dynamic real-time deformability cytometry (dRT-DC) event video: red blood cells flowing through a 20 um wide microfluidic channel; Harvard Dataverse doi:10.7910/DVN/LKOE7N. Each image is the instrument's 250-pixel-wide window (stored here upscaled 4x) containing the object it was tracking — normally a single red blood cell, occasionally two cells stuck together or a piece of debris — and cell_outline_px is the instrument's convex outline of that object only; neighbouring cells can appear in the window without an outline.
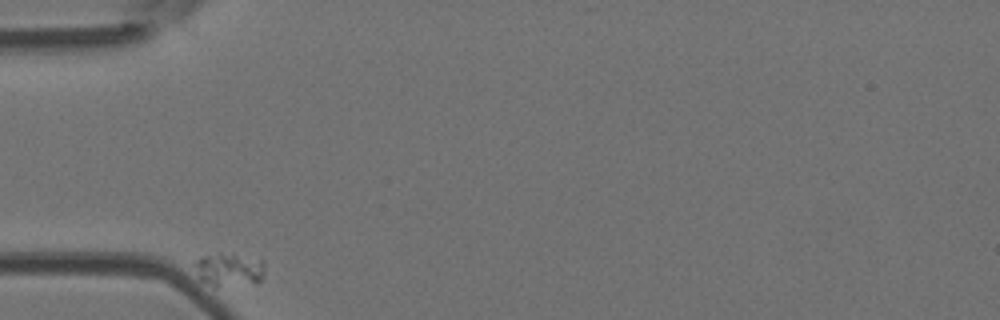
{"species": "Egyptian fruit bat (a non-hibernating species)", "species_latin": "Rousettus aegyptiacus", "temperature_condition": "room temperature", "stored_images_in_passage": 36, "camera_frame_rate_fps": 3000, "um_per_image_px": 0.085, "animal": {"sex": "female"}, "frame": {"image": 1, "passage_image": 1, "time_ms": 0.0, "image_size_px": [1000, 320], "cell_outline_px": [[264, 276], [256, 284], [216, 288], [212, 288], [200, 280], [192, 264], [196, 260], [204, 256], [220, 252], [232, 252], [264, 260]], "centroid_in_image_um": [19.47, 22.93], "position_along_channel_um": 65.5, "area_um2": 14.62}}
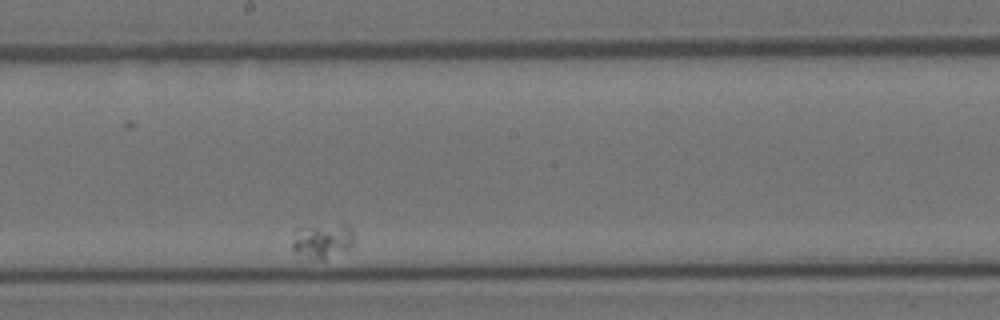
{"frame": {"image": 2, "passage_image": 21, "time_ms": 6.667, "image_size_px": [1000, 320], "cell_outline_px": [[356, 244], [352, 248], [324, 260], [308, 256], [296, 252], [292, 248], [292, 244], [296, 228], [344, 224], [348, 224], [352, 228]], "centroid_in_image_um": [27.51, 20.46], "position_along_channel_um": 220.7, "area_um2": 12.54}}
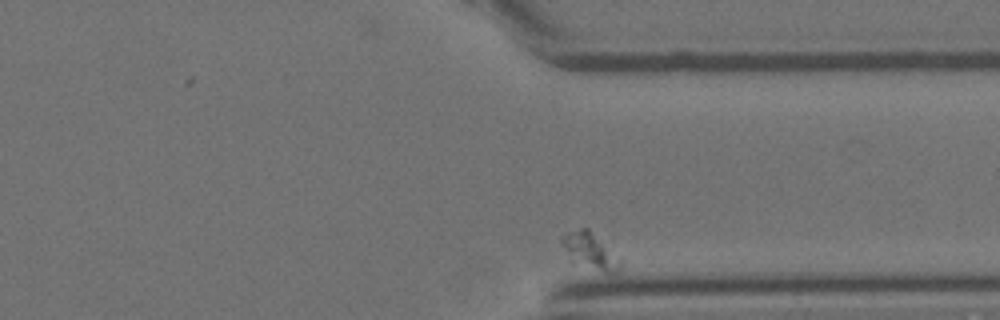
{"frame": {"image": 3, "passage_image": 36, "time_ms": 11.667, "image_size_px": [1000, 320], "cell_outline_px": [[624, 260], [620, 272], [616, 276], [604, 272], [572, 260], [560, 240], [560, 236], [568, 232], [580, 228], [588, 228]], "centroid_in_image_um": [50.28, 21.35], "position_along_channel_um": 361.1, "area_um2": 12.43}}